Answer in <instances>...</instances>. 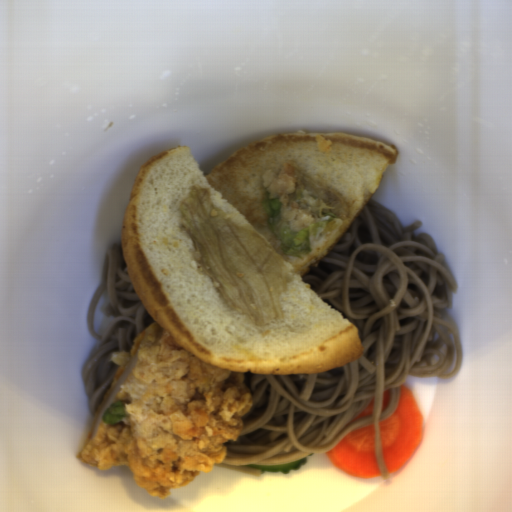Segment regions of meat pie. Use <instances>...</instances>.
<instances>
[{"mask_svg": "<svg viewBox=\"0 0 512 512\" xmlns=\"http://www.w3.org/2000/svg\"><path fill=\"white\" fill-rule=\"evenodd\" d=\"M293 172L291 163L284 162L278 174L274 173L272 169H267L262 174V179L267 192H269L268 198L279 199L282 204L283 219L288 221L291 231L297 233L309 227L316 217L291 200V194L295 191Z\"/></svg>", "mask_w": 512, "mask_h": 512, "instance_id": "c0bc52ac", "label": "meat pie"}, {"mask_svg": "<svg viewBox=\"0 0 512 512\" xmlns=\"http://www.w3.org/2000/svg\"><path fill=\"white\" fill-rule=\"evenodd\" d=\"M109 360L118 368L79 460L99 471L125 465L135 486L161 500L223 462L253 406L245 373L196 358L157 321ZM120 400L123 420L105 424L103 412Z\"/></svg>", "mask_w": 512, "mask_h": 512, "instance_id": "b5893723", "label": "meat pie"}]
</instances>
